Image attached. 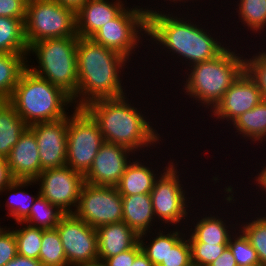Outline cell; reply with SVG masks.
Segmentation results:
<instances>
[{"label": "cell", "instance_id": "obj_29", "mask_svg": "<svg viewBox=\"0 0 266 266\" xmlns=\"http://www.w3.org/2000/svg\"><path fill=\"white\" fill-rule=\"evenodd\" d=\"M24 20L0 17V53H27Z\"/></svg>", "mask_w": 266, "mask_h": 266}, {"label": "cell", "instance_id": "obj_24", "mask_svg": "<svg viewBox=\"0 0 266 266\" xmlns=\"http://www.w3.org/2000/svg\"><path fill=\"white\" fill-rule=\"evenodd\" d=\"M34 185H36L35 180H13L8 186L0 191L1 197L7 195V200L3 198L6 201L4 204V208L6 209L4 210H7V212H5L7 213V218L9 217L17 223L22 222L29 215L33 203L40 195L38 186V191H36L37 194L34 193L35 195H33L28 192V186L33 188Z\"/></svg>", "mask_w": 266, "mask_h": 266}, {"label": "cell", "instance_id": "obj_46", "mask_svg": "<svg viewBox=\"0 0 266 266\" xmlns=\"http://www.w3.org/2000/svg\"><path fill=\"white\" fill-rule=\"evenodd\" d=\"M59 4L63 5L64 7H69L77 12L86 2L87 0H55Z\"/></svg>", "mask_w": 266, "mask_h": 266}, {"label": "cell", "instance_id": "obj_17", "mask_svg": "<svg viewBox=\"0 0 266 266\" xmlns=\"http://www.w3.org/2000/svg\"><path fill=\"white\" fill-rule=\"evenodd\" d=\"M69 115L52 122H38L28 126L35 134L41 172L66 165Z\"/></svg>", "mask_w": 266, "mask_h": 266}, {"label": "cell", "instance_id": "obj_14", "mask_svg": "<svg viewBox=\"0 0 266 266\" xmlns=\"http://www.w3.org/2000/svg\"><path fill=\"white\" fill-rule=\"evenodd\" d=\"M60 236L69 266L99 260L96 229L72 214H65L55 228Z\"/></svg>", "mask_w": 266, "mask_h": 266}, {"label": "cell", "instance_id": "obj_36", "mask_svg": "<svg viewBox=\"0 0 266 266\" xmlns=\"http://www.w3.org/2000/svg\"><path fill=\"white\" fill-rule=\"evenodd\" d=\"M228 248L238 266H260L256 250L239 228L230 236Z\"/></svg>", "mask_w": 266, "mask_h": 266}, {"label": "cell", "instance_id": "obj_15", "mask_svg": "<svg viewBox=\"0 0 266 266\" xmlns=\"http://www.w3.org/2000/svg\"><path fill=\"white\" fill-rule=\"evenodd\" d=\"M261 92L255 82L244 71L237 80L226 90L222 99L207 114L211 120L225 124L228 128L237 117L253 109L261 100ZM222 121V122H221Z\"/></svg>", "mask_w": 266, "mask_h": 266}, {"label": "cell", "instance_id": "obj_35", "mask_svg": "<svg viewBox=\"0 0 266 266\" xmlns=\"http://www.w3.org/2000/svg\"><path fill=\"white\" fill-rule=\"evenodd\" d=\"M39 260L44 266H69L56 229L43 230Z\"/></svg>", "mask_w": 266, "mask_h": 266}, {"label": "cell", "instance_id": "obj_27", "mask_svg": "<svg viewBox=\"0 0 266 266\" xmlns=\"http://www.w3.org/2000/svg\"><path fill=\"white\" fill-rule=\"evenodd\" d=\"M28 125L8 102H0V157L7 158Z\"/></svg>", "mask_w": 266, "mask_h": 266}, {"label": "cell", "instance_id": "obj_25", "mask_svg": "<svg viewBox=\"0 0 266 266\" xmlns=\"http://www.w3.org/2000/svg\"><path fill=\"white\" fill-rule=\"evenodd\" d=\"M229 2H231V0L228 1V3ZM232 2L233 3L226 5L232 6L231 4H233L234 7L232 6L231 8H233L232 10L234 11H231L230 14H234V19H237L238 17L239 20L237 21L233 19V22L230 24H234V22H241L240 25L242 26H240V28L237 27L236 30L238 29V31L240 30L241 32V27H244L246 29L245 31H247V38H250L248 37V32L250 34L252 33L251 37L254 39L258 36L259 39L262 37L261 41H263V43L265 42L264 44L266 45V40L265 38L263 39L262 36L264 35V32L266 33V0H234Z\"/></svg>", "mask_w": 266, "mask_h": 266}, {"label": "cell", "instance_id": "obj_12", "mask_svg": "<svg viewBox=\"0 0 266 266\" xmlns=\"http://www.w3.org/2000/svg\"><path fill=\"white\" fill-rule=\"evenodd\" d=\"M73 214L91 227L123 220L122 196L116 187L84 184Z\"/></svg>", "mask_w": 266, "mask_h": 266}, {"label": "cell", "instance_id": "obj_37", "mask_svg": "<svg viewBox=\"0 0 266 266\" xmlns=\"http://www.w3.org/2000/svg\"><path fill=\"white\" fill-rule=\"evenodd\" d=\"M192 261L198 266H209L228 247V244H207L204 242H190Z\"/></svg>", "mask_w": 266, "mask_h": 266}, {"label": "cell", "instance_id": "obj_10", "mask_svg": "<svg viewBox=\"0 0 266 266\" xmlns=\"http://www.w3.org/2000/svg\"><path fill=\"white\" fill-rule=\"evenodd\" d=\"M24 33L28 46L48 38L77 36L76 12L55 0H28Z\"/></svg>", "mask_w": 266, "mask_h": 266}, {"label": "cell", "instance_id": "obj_16", "mask_svg": "<svg viewBox=\"0 0 266 266\" xmlns=\"http://www.w3.org/2000/svg\"><path fill=\"white\" fill-rule=\"evenodd\" d=\"M135 156L137 154L127 147L104 142L91 168L84 174L85 182L97 186L116 187Z\"/></svg>", "mask_w": 266, "mask_h": 266}, {"label": "cell", "instance_id": "obj_45", "mask_svg": "<svg viewBox=\"0 0 266 266\" xmlns=\"http://www.w3.org/2000/svg\"><path fill=\"white\" fill-rule=\"evenodd\" d=\"M4 266H44L40 260L31 259L17 254L12 260Z\"/></svg>", "mask_w": 266, "mask_h": 266}, {"label": "cell", "instance_id": "obj_32", "mask_svg": "<svg viewBox=\"0 0 266 266\" xmlns=\"http://www.w3.org/2000/svg\"><path fill=\"white\" fill-rule=\"evenodd\" d=\"M15 224L17 225L16 227L14 226ZM14 225H9V227L14 231L16 237L17 254L39 260L44 229L32 227L24 222H17Z\"/></svg>", "mask_w": 266, "mask_h": 266}, {"label": "cell", "instance_id": "obj_30", "mask_svg": "<svg viewBox=\"0 0 266 266\" xmlns=\"http://www.w3.org/2000/svg\"><path fill=\"white\" fill-rule=\"evenodd\" d=\"M192 261L186 228L168 227V255L159 266H185Z\"/></svg>", "mask_w": 266, "mask_h": 266}, {"label": "cell", "instance_id": "obj_1", "mask_svg": "<svg viewBox=\"0 0 266 266\" xmlns=\"http://www.w3.org/2000/svg\"><path fill=\"white\" fill-rule=\"evenodd\" d=\"M198 12L199 13H196L194 11V13L192 12V15L189 11H162L147 14L148 51H145V53L148 54L144 56L146 57L145 61L149 62V59L152 58L150 56H153V54L151 55L150 51L151 53H158L156 57L160 58L159 60L164 59V56L167 60L173 59L172 62L175 60L176 63L172 64V62H169L171 63V66L174 65L177 68L176 65H178L179 68L177 69H180V72H183L195 63L214 59L230 45V41L235 42V40L232 39L233 36H231L229 32L231 27L227 28L228 33L226 31L224 32V34H228L231 37L230 38L223 34V31L226 29L223 27H220L222 29H219V27H217L218 24L216 23V26H213V24L210 25V27L212 26L211 29H209L210 27H207L210 22L214 23L215 20H213V18L211 21L202 22L203 24L205 23L202 25L200 22L202 20L197 19L198 15H201L200 11ZM193 14H197V16H194ZM214 27H217L218 30H222V32L219 31L218 33V30L216 31ZM212 31L214 32L212 33ZM220 34H222V36ZM224 37L226 39H224ZM226 40H228L227 42L229 43H226ZM151 49H154L156 52ZM148 56L149 58L147 60ZM179 62L182 64L181 67L178 64ZM183 66L185 68L184 70Z\"/></svg>", "mask_w": 266, "mask_h": 266}, {"label": "cell", "instance_id": "obj_48", "mask_svg": "<svg viewBox=\"0 0 266 266\" xmlns=\"http://www.w3.org/2000/svg\"><path fill=\"white\" fill-rule=\"evenodd\" d=\"M79 266H106L102 261H95V262H91V263H87L84 265H79Z\"/></svg>", "mask_w": 266, "mask_h": 266}, {"label": "cell", "instance_id": "obj_33", "mask_svg": "<svg viewBox=\"0 0 266 266\" xmlns=\"http://www.w3.org/2000/svg\"><path fill=\"white\" fill-rule=\"evenodd\" d=\"M139 243L152 264L159 266L162 261H166L168 255V228L163 226L153 232L140 235Z\"/></svg>", "mask_w": 266, "mask_h": 266}, {"label": "cell", "instance_id": "obj_3", "mask_svg": "<svg viewBox=\"0 0 266 266\" xmlns=\"http://www.w3.org/2000/svg\"><path fill=\"white\" fill-rule=\"evenodd\" d=\"M131 63L126 56L92 38L78 37L76 107L84 108L97 100L115 99L130 93L127 85L133 77L129 76V69L135 67Z\"/></svg>", "mask_w": 266, "mask_h": 266}, {"label": "cell", "instance_id": "obj_20", "mask_svg": "<svg viewBox=\"0 0 266 266\" xmlns=\"http://www.w3.org/2000/svg\"><path fill=\"white\" fill-rule=\"evenodd\" d=\"M128 4L130 3L127 0H87L76 12L77 36L91 38L102 25L116 18Z\"/></svg>", "mask_w": 266, "mask_h": 266}, {"label": "cell", "instance_id": "obj_11", "mask_svg": "<svg viewBox=\"0 0 266 266\" xmlns=\"http://www.w3.org/2000/svg\"><path fill=\"white\" fill-rule=\"evenodd\" d=\"M104 142L91 115L84 108H74L69 114L66 165L85 174Z\"/></svg>", "mask_w": 266, "mask_h": 266}, {"label": "cell", "instance_id": "obj_2", "mask_svg": "<svg viewBox=\"0 0 266 266\" xmlns=\"http://www.w3.org/2000/svg\"><path fill=\"white\" fill-rule=\"evenodd\" d=\"M133 98L130 92L123 97L94 101L84 109L98 124L105 142L127 147L137 155L148 153L150 160H154L151 158L154 157L152 153L159 151L161 143L163 147L167 138L165 139L164 133L161 134L156 128L158 125L155 118L149 115V107H138L142 105L140 100L138 102ZM145 108H148L147 112ZM150 119H154L156 124L154 125ZM154 147L159 150L153 151Z\"/></svg>", "mask_w": 266, "mask_h": 266}, {"label": "cell", "instance_id": "obj_49", "mask_svg": "<svg viewBox=\"0 0 266 266\" xmlns=\"http://www.w3.org/2000/svg\"><path fill=\"white\" fill-rule=\"evenodd\" d=\"M2 220L1 216H0V221ZM7 226L2 225L1 226V222H0V233L6 228Z\"/></svg>", "mask_w": 266, "mask_h": 266}, {"label": "cell", "instance_id": "obj_26", "mask_svg": "<svg viewBox=\"0 0 266 266\" xmlns=\"http://www.w3.org/2000/svg\"><path fill=\"white\" fill-rule=\"evenodd\" d=\"M250 208L252 213L248 210ZM242 209L245 211H241L242 216L239 214V218L242 220H238V228L244 233L252 247L256 250L260 266H266V212L260 210L257 212L256 209H252V206L247 208L248 212H246V207ZM245 212L246 215H243Z\"/></svg>", "mask_w": 266, "mask_h": 266}, {"label": "cell", "instance_id": "obj_43", "mask_svg": "<svg viewBox=\"0 0 266 266\" xmlns=\"http://www.w3.org/2000/svg\"><path fill=\"white\" fill-rule=\"evenodd\" d=\"M13 180L7 160L0 157V191L8 186Z\"/></svg>", "mask_w": 266, "mask_h": 266}, {"label": "cell", "instance_id": "obj_21", "mask_svg": "<svg viewBox=\"0 0 266 266\" xmlns=\"http://www.w3.org/2000/svg\"><path fill=\"white\" fill-rule=\"evenodd\" d=\"M99 261L133 248L139 242L137 235L125 222L106 224L96 229Z\"/></svg>", "mask_w": 266, "mask_h": 266}, {"label": "cell", "instance_id": "obj_18", "mask_svg": "<svg viewBox=\"0 0 266 266\" xmlns=\"http://www.w3.org/2000/svg\"><path fill=\"white\" fill-rule=\"evenodd\" d=\"M147 155L148 154H139L135 156L134 159L126 167L124 174L122 175L118 185L116 186L121 196L150 194L151 190L154 187L156 179L175 160L173 155L171 156L168 154V156H170V159H168L167 157V163L165 162V160L161 161L162 165H165L164 167H162L157 158L155 161L150 162ZM139 157L141 158L139 159ZM145 159H147L148 161H145ZM156 161L160 165H157ZM154 164L157 166H155ZM152 165H154L155 168H153Z\"/></svg>", "mask_w": 266, "mask_h": 266}, {"label": "cell", "instance_id": "obj_7", "mask_svg": "<svg viewBox=\"0 0 266 266\" xmlns=\"http://www.w3.org/2000/svg\"><path fill=\"white\" fill-rule=\"evenodd\" d=\"M179 166L182 167L180 165V160H178L177 162V160L175 159L159 175L154 183L153 189L150 192L154 215L160 227H163L164 225V227L169 228H186L189 215L192 210L191 208H194L195 205H197L196 207H198V204H200L199 200H196L195 198L197 197V199H199L201 195L197 192L194 194H198L199 196L196 195L193 197L192 192L197 189L195 187H198L199 190H201L207 188L206 185L210 186V184H204L205 186L203 185L202 188H200L199 185L187 186V182H185L184 179H187L189 177H187L185 173L188 174V176L191 175L186 172V169H180ZM182 174L186 177H184ZM191 187L193 189H191ZM192 200H196L197 203Z\"/></svg>", "mask_w": 266, "mask_h": 266}, {"label": "cell", "instance_id": "obj_41", "mask_svg": "<svg viewBox=\"0 0 266 266\" xmlns=\"http://www.w3.org/2000/svg\"><path fill=\"white\" fill-rule=\"evenodd\" d=\"M27 2L28 0H0V17L25 20Z\"/></svg>", "mask_w": 266, "mask_h": 266}, {"label": "cell", "instance_id": "obj_9", "mask_svg": "<svg viewBox=\"0 0 266 266\" xmlns=\"http://www.w3.org/2000/svg\"><path fill=\"white\" fill-rule=\"evenodd\" d=\"M142 3H138L141 6L128 5L116 18L102 25L91 38L104 47L121 53L131 61L135 60L136 64L139 50L144 48L141 52L146 55L144 51L147 49L145 43L148 35V15L143 7L145 4Z\"/></svg>", "mask_w": 266, "mask_h": 266}, {"label": "cell", "instance_id": "obj_34", "mask_svg": "<svg viewBox=\"0 0 266 266\" xmlns=\"http://www.w3.org/2000/svg\"><path fill=\"white\" fill-rule=\"evenodd\" d=\"M246 44V50L248 48V50L250 51L251 49H253V51H251L250 55L247 54L246 50L244 53V71L249 75V77L255 82V84L258 86L262 98L266 100V49L265 46L262 45L260 47V42L258 43L259 46L257 44L252 43V45L248 46L247 43ZM259 48H257L256 46ZM255 47L254 48H250V47ZM264 46V48H262ZM262 49V50H261ZM261 50V51H260ZM254 52V53H253ZM253 53V54H252ZM248 55V57H247Z\"/></svg>", "mask_w": 266, "mask_h": 266}, {"label": "cell", "instance_id": "obj_39", "mask_svg": "<svg viewBox=\"0 0 266 266\" xmlns=\"http://www.w3.org/2000/svg\"><path fill=\"white\" fill-rule=\"evenodd\" d=\"M153 1H157V0H153ZM158 1H160V0H158ZM164 1V3H162ZM161 0V5H159L160 3H158L157 4V2H156V4L153 2V4H148V5H145V6H143L144 7V9L146 10V13L147 14H152V13H157V12H164V11H172L173 10V12H175V9H176V12L179 10V11H181L182 10V12L183 11H188V10H192L193 12H194V10H195V12H196V10L197 9H199V10H197V11H200V10H204L201 6L204 4H206V3H204V2H206L205 0H203V2H201L202 0ZM167 3V5H165L166 3ZM192 2V3H191ZM195 2H196V4H195ZM201 2V5L199 4ZM169 3V4H168ZM178 3V4H177ZM188 3V4H187ZM198 3V4H197ZM203 3V4H202ZM172 4V5H171ZM187 4V5H186ZM155 7H154V6ZM157 5V6H156ZM163 5V6H162ZM165 5V6H164ZM187 7H186V6ZM189 5V6H188ZM194 5V6H193ZM199 6L200 5V7L198 8V7H196V6ZM161 6V8H158V7H160ZM166 6H168L167 8H166ZM182 6V8H180ZM192 6V7H191ZM172 9H171V8ZM190 7H191V9H190ZM158 8V9H157ZM169 8V9H168ZM186 8V9H185ZM192 8H194V9H192ZM197 8V9H196ZM163 9V10H162ZM164 9H167V10H164ZM185 9V10H184Z\"/></svg>", "mask_w": 266, "mask_h": 266}, {"label": "cell", "instance_id": "obj_44", "mask_svg": "<svg viewBox=\"0 0 266 266\" xmlns=\"http://www.w3.org/2000/svg\"><path fill=\"white\" fill-rule=\"evenodd\" d=\"M209 266H238L231 250L227 247Z\"/></svg>", "mask_w": 266, "mask_h": 266}, {"label": "cell", "instance_id": "obj_8", "mask_svg": "<svg viewBox=\"0 0 266 266\" xmlns=\"http://www.w3.org/2000/svg\"><path fill=\"white\" fill-rule=\"evenodd\" d=\"M226 185L224 184V187H222L223 189L220 188L222 190L221 193L220 192L217 193V194H221V195L224 194L223 197L221 196L222 200H220L221 201L220 204H217L218 206L215 204H211L212 207L209 206L208 207L209 209H206L207 207H204V204H202L201 206H199V208L201 207V209H199V208L197 209L199 212H195V213H194V210L197 211L196 207H195V209L192 208V210H191L192 212H190L187 227H186V234H187L189 242H204L207 244H216V245L217 244H228L230 236L238 228V220L240 219L238 214L239 213L241 214L242 206L245 207L246 205H248L247 204L248 202L244 203L245 201H243V200H240V202H239L240 196L237 195V193L239 192L240 194H242L241 190L237 191V189L234 188L233 187L234 185H232V184L229 185L227 183ZM236 196H239V197L237 198ZM237 199H238V201H237ZM242 201H243V203H241ZM222 202L224 204H227V205H224ZM237 202H238V205L243 204L241 207L238 206V208H240L238 210H237L236 205H235ZM221 203H222V207H221ZM223 205L225 207L228 206V208L231 207L232 213L230 214V211H229L230 209L226 210L225 208H223L224 207ZM229 205H230V207H229ZM202 206H203L204 210H203ZM215 206H217V207H215ZM210 207L213 211H209V210H211ZM218 207H219V209H218ZM232 207H235L236 210L233 209ZM205 209L207 211H205ZM200 210H202V211H200ZM222 210H224V212ZM233 210H235V211L233 212ZM220 211H222V212H220ZM237 211H238V214H236ZM227 213L230 214L231 216L227 215ZM233 214H234V216H233ZM235 216H238V217H235ZM233 217H234V219H233ZM230 219H232L234 221H232Z\"/></svg>", "mask_w": 266, "mask_h": 266}, {"label": "cell", "instance_id": "obj_19", "mask_svg": "<svg viewBox=\"0 0 266 266\" xmlns=\"http://www.w3.org/2000/svg\"><path fill=\"white\" fill-rule=\"evenodd\" d=\"M6 160L14 180H35L41 173L37 141L29 127L21 134Z\"/></svg>", "mask_w": 266, "mask_h": 266}, {"label": "cell", "instance_id": "obj_38", "mask_svg": "<svg viewBox=\"0 0 266 266\" xmlns=\"http://www.w3.org/2000/svg\"><path fill=\"white\" fill-rule=\"evenodd\" d=\"M265 162H266V159L264 160ZM264 161H262L261 163L259 162V163H257L256 164V166L258 167V164H259V166L260 167H258V168H260V169H257V167H255L256 168V175H255V173H252L250 176H251V178H250V180H249V182L251 181V183H249L248 182V185L250 184L251 185V187L249 188L250 190V192L252 193V192H256V194L255 195H253V197H254V199L255 200H258V205H256V206H253V208L254 209H256L257 211L258 210H260V211H266V163L264 162ZM264 162V163H263ZM263 165V166H262ZM259 170V171H258ZM258 172V173H257ZM255 175V176H254ZM252 176H254V177H252ZM253 181H252V180ZM254 184V185H253ZM252 185H253V188H252ZM255 186V187H254ZM252 188V189H251ZM254 188H256V189H254ZM252 190V191H251ZM254 190V191H253ZM257 190V191H256ZM260 193H262V194H260ZM262 195V196H260V195ZM257 195V196H256ZM264 195V196H263ZM256 196V197H255ZM259 196V197H258ZM257 197H258V199H257ZM261 197V198H260ZM259 198H260V201H259ZM263 200V201H262ZM263 202V204H265V206L262 204V202ZM260 202V203H259ZM262 204V205H261ZM262 206V207H261ZM264 206V207H263ZM256 207V208H255ZM261 208V209H260Z\"/></svg>", "mask_w": 266, "mask_h": 266}, {"label": "cell", "instance_id": "obj_13", "mask_svg": "<svg viewBox=\"0 0 266 266\" xmlns=\"http://www.w3.org/2000/svg\"><path fill=\"white\" fill-rule=\"evenodd\" d=\"M40 195L65 214H72L85 184L84 174L68 165L46 169L35 179Z\"/></svg>", "mask_w": 266, "mask_h": 266}, {"label": "cell", "instance_id": "obj_31", "mask_svg": "<svg viewBox=\"0 0 266 266\" xmlns=\"http://www.w3.org/2000/svg\"><path fill=\"white\" fill-rule=\"evenodd\" d=\"M65 213L39 195L33 203L29 215L22 221L32 227L55 229Z\"/></svg>", "mask_w": 266, "mask_h": 266}, {"label": "cell", "instance_id": "obj_6", "mask_svg": "<svg viewBox=\"0 0 266 266\" xmlns=\"http://www.w3.org/2000/svg\"><path fill=\"white\" fill-rule=\"evenodd\" d=\"M77 42L78 36L37 41L28 46L26 59L27 68L31 72L62 89L72 98L75 107L78 83Z\"/></svg>", "mask_w": 266, "mask_h": 266}, {"label": "cell", "instance_id": "obj_28", "mask_svg": "<svg viewBox=\"0 0 266 266\" xmlns=\"http://www.w3.org/2000/svg\"><path fill=\"white\" fill-rule=\"evenodd\" d=\"M27 53H0V102L8 101L22 72L27 68Z\"/></svg>", "mask_w": 266, "mask_h": 266}, {"label": "cell", "instance_id": "obj_5", "mask_svg": "<svg viewBox=\"0 0 266 266\" xmlns=\"http://www.w3.org/2000/svg\"><path fill=\"white\" fill-rule=\"evenodd\" d=\"M8 102L28 126L60 120L76 108L67 93L28 68L22 72Z\"/></svg>", "mask_w": 266, "mask_h": 266}, {"label": "cell", "instance_id": "obj_22", "mask_svg": "<svg viewBox=\"0 0 266 266\" xmlns=\"http://www.w3.org/2000/svg\"><path fill=\"white\" fill-rule=\"evenodd\" d=\"M122 211V221L139 236L161 228L154 215L150 194L122 196Z\"/></svg>", "mask_w": 266, "mask_h": 266}, {"label": "cell", "instance_id": "obj_50", "mask_svg": "<svg viewBox=\"0 0 266 266\" xmlns=\"http://www.w3.org/2000/svg\"><path fill=\"white\" fill-rule=\"evenodd\" d=\"M185 266H198L194 261H191L190 263L186 264Z\"/></svg>", "mask_w": 266, "mask_h": 266}, {"label": "cell", "instance_id": "obj_42", "mask_svg": "<svg viewBox=\"0 0 266 266\" xmlns=\"http://www.w3.org/2000/svg\"><path fill=\"white\" fill-rule=\"evenodd\" d=\"M142 251L138 242L133 248L123 251L118 255L107 258L103 261L106 266H131L135 257Z\"/></svg>", "mask_w": 266, "mask_h": 266}, {"label": "cell", "instance_id": "obj_40", "mask_svg": "<svg viewBox=\"0 0 266 266\" xmlns=\"http://www.w3.org/2000/svg\"><path fill=\"white\" fill-rule=\"evenodd\" d=\"M17 255V241L14 231L6 227L0 233V266H4Z\"/></svg>", "mask_w": 266, "mask_h": 266}, {"label": "cell", "instance_id": "obj_47", "mask_svg": "<svg viewBox=\"0 0 266 266\" xmlns=\"http://www.w3.org/2000/svg\"><path fill=\"white\" fill-rule=\"evenodd\" d=\"M131 266H154L147 256L141 251L136 257Z\"/></svg>", "mask_w": 266, "mask_h": 266}, {"label": "cell", "instance_id": "obj_23", "mask_svg": "<svg viewBox=\"0 0 266 266\" xmlns=\"http://www.w3.org/2000/svg\"><path fill=\"white\" fill-rule=\"evenodd\" d=\"M228 127L229 130L225 132L231 130L230 135L233 131L231 136L235 135L234 138L240 136L239 139H242L244 144L250 143L249 146L253 145L252 148L258 145V148L264 147L263 145L266 143V100L262 99L253 109L241 114Z\"/></svg>", "mask_w": 266, "mask_h": 266}, {"label": "cell", "instance_id": "obj_4", "mask_svg": "<svg viewBox=\"0 0 266 266\" xmlns=\"http://www.w3.org/2000/svg\"><path fill=\"white\" fill-rule=\"evenodd\" d=\"M236 37L237 33L234 36V39L238 46L232 42V45H229L214 59L195 63L183 73L179 72V76L182 75V80H178L174 77L179 85V93L181 95L183 94L182 96L186 95L184 96L185 100H193V105L197 103V109H202V112L204 109L206 114L207 112L209 114L215 105L222 99L226 90L244 72L243 52L246 46L241 47L243 49L241 50L238 44V42L240 43L241 41H238ZM233 45L235 48L232 47ZM237 49H239L240 53H238ZM180 80L181 82L178 83Z\"/></svg>", "mask_w": 266, "mask_h": 266}]
</instances>
